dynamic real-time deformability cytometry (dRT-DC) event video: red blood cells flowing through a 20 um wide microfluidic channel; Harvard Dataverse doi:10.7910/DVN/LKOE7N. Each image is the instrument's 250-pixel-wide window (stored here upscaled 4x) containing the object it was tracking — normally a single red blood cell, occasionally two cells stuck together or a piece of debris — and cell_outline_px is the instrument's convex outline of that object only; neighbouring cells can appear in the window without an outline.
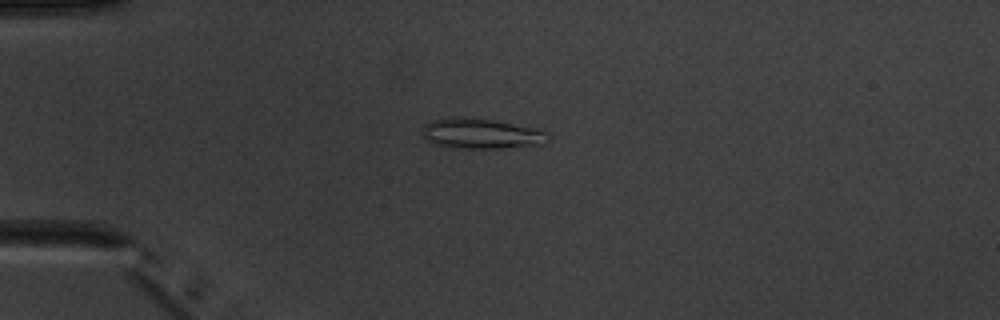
{"species": "common noctule bat (a hibernating species)", "species_latin": "Nyctalus noctula", "temperature_condition": "warm", "stored_images_in_passage": 9, "camera_frame_rate_fps": 3000, "um_per_image_px": 0.085, "animal": {"sex": "male", "body_mass_g": 20.1, "forearm_length_mm": 53.5}, "frame": {"image": 1, "passage_image": 4, "time_ms": 4.333, "image_size_px": [1000, 320], "cell_outline_px": [[548, 136], [544, 144], [500, 148], [452, 148], [436, 144], [428, 140], [424, 136], [420, 128], [424, 124], [436, 120], [492, 120], [536, 128], [544, 132]], "centroid_in_image_um": [40.92, 11.41], "position_along_channel_um": 44.1, "area_um2": 21.1}}
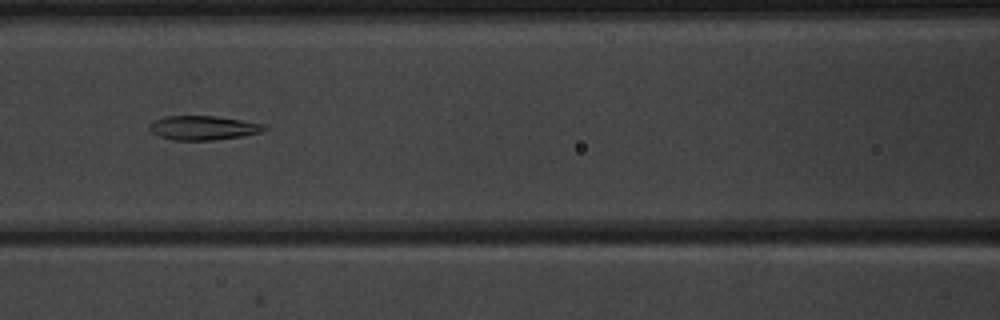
{"frame": {"image": 2, "passage_image": 7, "time_ms": 7.667, "image_size_px": [1000, 320], "cell_outline_px": [[268, 128], [260, 132], [244, 136], [216, 140], [176, 140], [160, 136], [152, 132], [148, 128], [148, 124], [152, 120], [164, 116], [216, 116], [264, 124]], "centroid_in_image_um": [17.25, 10.86], "position_along_channel_um": 149.4, "area_um2": 16.24}}
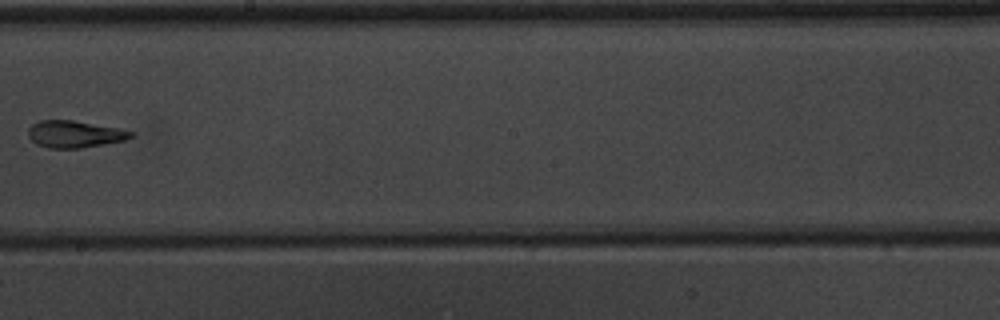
{"frame": {"image": 3, "passage_image": 9, "time_ms": 10.0, "image_size_px": [1000, 320], "cell_outline_px": [[136, 136], [124, 140], [104, 144], [80, 148], [48, 148], [36, 144], [28, 136], [28, 128], [32, 124], [40, 120], [72, 120], [120, 128], [136, 132]], "centroid_in_image_um": [6.37, 11.4], "position_along_channel_um": 241.8, "area_um2": 16.3}}